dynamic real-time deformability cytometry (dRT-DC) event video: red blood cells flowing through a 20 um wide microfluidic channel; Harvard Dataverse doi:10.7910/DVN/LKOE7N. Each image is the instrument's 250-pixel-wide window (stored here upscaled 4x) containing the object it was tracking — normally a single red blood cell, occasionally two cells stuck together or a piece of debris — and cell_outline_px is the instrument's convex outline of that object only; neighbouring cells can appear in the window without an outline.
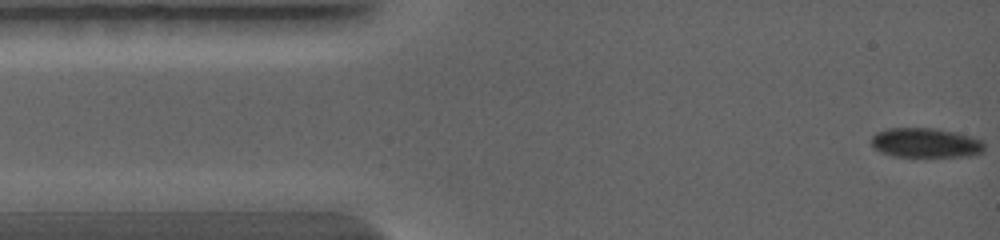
{"species": "common noctule bat (a hibernating species)", "species_latin": "Nyctalus noctula", "temperature_condition": "warm", "stored_images_in_passage": 6, "camera_frame_rate_fps": 5000, "um_per_image_px": 0.085, "animal": {"sex": "female", "body_mass_g": 19.0, "forearm_length_mm": 56.7}, "frame": {"image": 1, "passage_image": 1, "time_ms": 0.0, "image_size_px": [1000, 240], "cell_outline_px": [[984, 148], [980, 152], [968, 156], [892, 156], [880, 152], [872, 144], [872, 136], [876, 132], [888, 128], [932, 128], [956, 132], [980, 140], [984, 144]], "centroid_in_image_um": [78.64, 12.13], "position_along_channel_um": 6.4, "area_um2": 19.19}}